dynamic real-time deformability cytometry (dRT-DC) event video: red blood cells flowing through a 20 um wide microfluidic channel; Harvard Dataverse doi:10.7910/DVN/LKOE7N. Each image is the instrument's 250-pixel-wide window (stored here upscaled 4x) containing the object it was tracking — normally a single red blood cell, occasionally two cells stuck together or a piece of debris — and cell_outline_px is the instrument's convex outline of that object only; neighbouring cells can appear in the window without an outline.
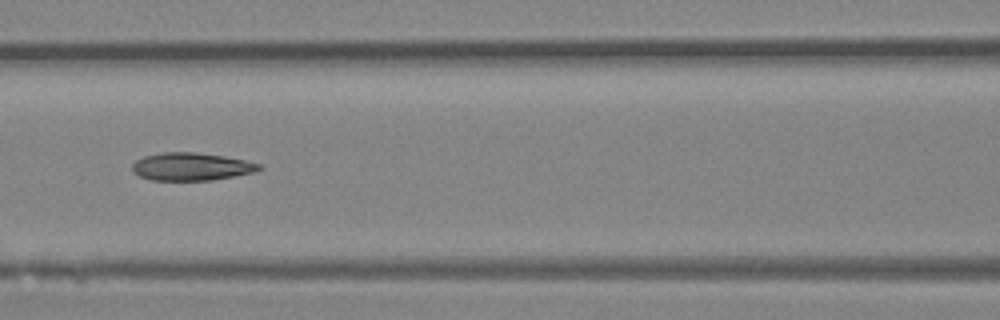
{"species": "Egyptian fruit bat (a non-hibernating species)", "species_latin": "Rousettus aegyptiacus", "temperature_condition": "room temperature", "stored_images_in_passage": 13, "camera_frame_rate_fps": 3000, "um_per_image_px": 0.085, "animal": {"sex": "female"}, "frame": {"image": 1, "passage_image": 8, "time_ms": 2.333, "image_size_px": [1000, 320], "cell_outline_px": [[264, 168], [256, 172], [212, 180], [152, 180], [140, 176], [132, 172], [132, 164], [136, 160], [144, 156], [164, 152], [196, 152], [224, 156], [244, 160], [260, 164]], "centroid_in_image_um": [16.27, 14.16], "position_along_channel_um": 150.3, "area_um2": 20.58}}